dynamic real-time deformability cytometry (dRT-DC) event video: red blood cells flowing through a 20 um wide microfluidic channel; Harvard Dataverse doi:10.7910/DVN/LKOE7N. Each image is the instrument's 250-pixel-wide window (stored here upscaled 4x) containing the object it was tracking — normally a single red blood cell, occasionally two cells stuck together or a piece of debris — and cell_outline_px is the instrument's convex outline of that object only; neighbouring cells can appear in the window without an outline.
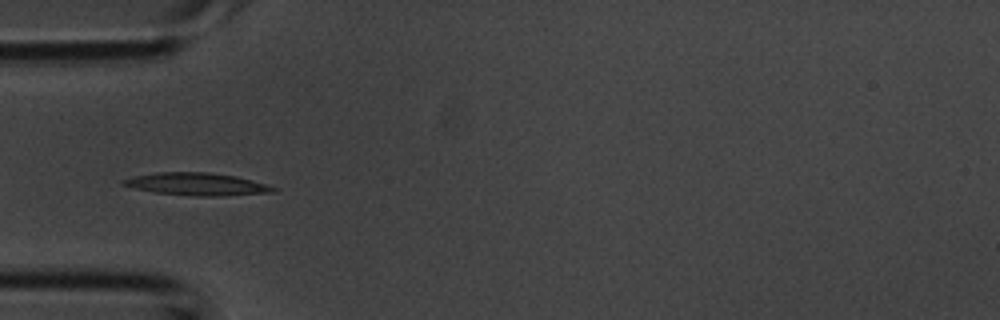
{"species": "common noctule bat (a hibernating species)", "species_latin": "Nyctalus noctula", "temperature_condition": "room temperature", "stored_images_in_passage": 5, "camera_frame_rate_fps": 3000, "um_per_image_px": 0.085, "animal": {"sex": "male", "body_mass_g": 20.1, "forearm_length_mm": 53.5}, "frame": {"image": 1, "passage_image": 4, "time_ms": 1.0, "image_size_px": [1000, 320], "cell_outline_px": [[276, 192], [224, 196], [196, 196], [156, 192], [136, 188], [120, 184], [120, 180], [132, 176], [156, 172], [208, 172], [236, 176], [252, 180], [276, 188]], "centroid_in_image_um": [16.71, 15.64], "position_along_channel_um": 68.3, "area_um2": 19.65}}
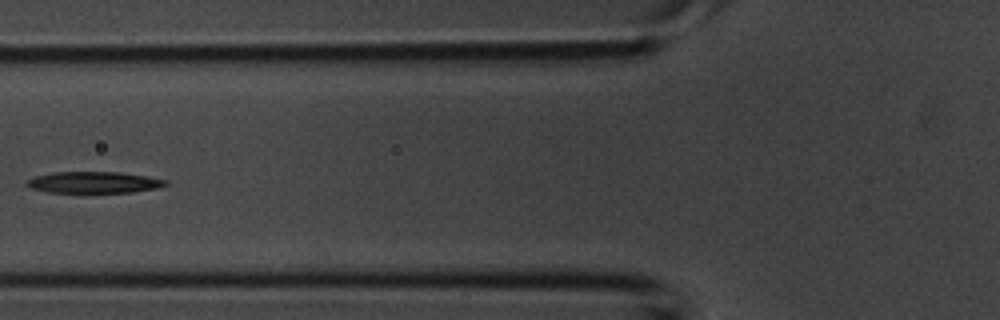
{"frame": {"image": 2, "passage_image": 5, "time_ms": 1.333, "image_size_px": [1000, 320], "cell_outline_px": [[168, 184], [156, 188], [132, 192], [48, 192], [28, 188], [24, 184], [28, 180], [36, 176], [56, 172], [120, 172], [148, 176], [168, 180]], "centroid_in_image_um": [7.98, 15.5], "position_along_channel_um": 117.8, "area_um2": 17.28}}